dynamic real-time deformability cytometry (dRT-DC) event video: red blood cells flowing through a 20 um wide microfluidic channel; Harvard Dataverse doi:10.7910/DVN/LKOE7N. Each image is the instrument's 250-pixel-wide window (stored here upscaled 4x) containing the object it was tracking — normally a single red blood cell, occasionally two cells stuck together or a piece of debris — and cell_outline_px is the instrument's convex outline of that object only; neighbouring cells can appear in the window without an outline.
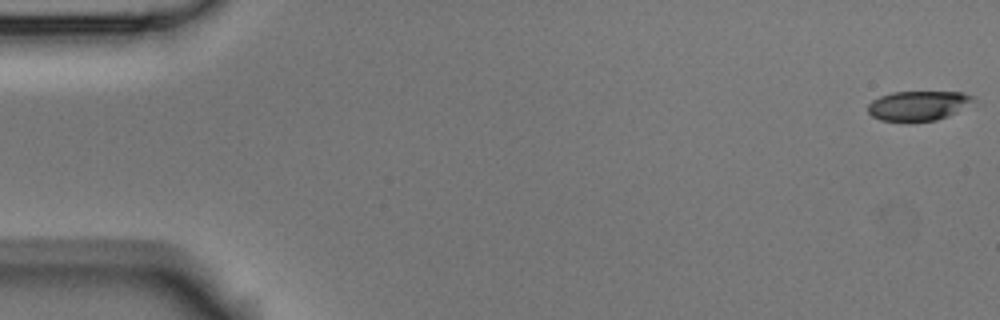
{"species": "Egyptian fruit bat (a non-hibernating species)", "species_latin": "Rousettus aegyptiacus", "temperature_condition": "room temperature", "stored_images_in_passage": 54, "camera_frame_rate_fps": 3000, "um_per_image_px": 0.085, "animal": {"sex": "male"}, "frame": {"image": 1, "passage_image": 1, "time_ms": 0.0, "image_size_px": [1000, 320], "cell_outline_px": [[976, 96], [972, 100], [948, 116], [936, 120], [908, 124], [880, 120], [872, 116], [868, 112], [868, 104], [872, 100], [880, 96], [892, 92], [960, 92]], "centroid_in_image_um": [77.95, 9.02], "position_along_channel_um": 7.1, "area_um2": 18.44}}
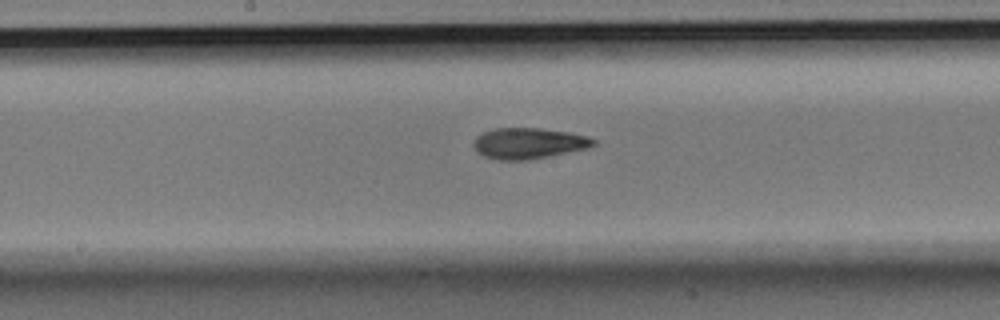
{"frame": {"image": 2, "passage_image": 28, "time_ms": 9.0, "image_size_px": [1000, 320], "cell_outline_px": [[596, 144], [588, 148], [528, 160], [500, 160], [484, 156], [476, 152], [472, 144], [476, 136], [484, 132], [496, 128], [540, 128], [568, 132], [588, 136], [596, 140]], "centroid_in_image_um": [44.92, 12.18], "position_along_channel_um": 203.3, "area_um2": 21.62}}
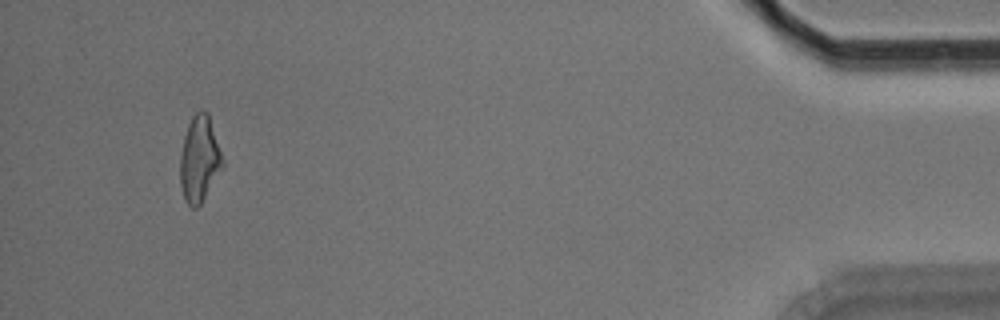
{"frame": {"image": 3, "passage_image": 51, "time_ms": 16.667, "image_size_px": [1000, 320], "cell_outline_px": [[224, 164], [200, 204], [196, 208], [192, 208], [184, 200], [180, 184], [180, 152], [184, 136], [188, 124], [192, 116], [196, 112], [204, 108], [208, 112], [224, 160]], "centroid_in_image_um": [16.94, 13.49], "position_along_channel_um": 418.3, "area_um2": 21.27}, "authors_computed_cell_mechanics": {"area_um2": 21.0103, "velocity_mm_per_s": 3.7502, "shape_relaxation_time_tau1_ms": 5.5697, "shape_relaxation_time_tau2_ms": 3.4756, "deformation_change_tau1": 0.1583, "deformation_change_tau2": 0.1188}}